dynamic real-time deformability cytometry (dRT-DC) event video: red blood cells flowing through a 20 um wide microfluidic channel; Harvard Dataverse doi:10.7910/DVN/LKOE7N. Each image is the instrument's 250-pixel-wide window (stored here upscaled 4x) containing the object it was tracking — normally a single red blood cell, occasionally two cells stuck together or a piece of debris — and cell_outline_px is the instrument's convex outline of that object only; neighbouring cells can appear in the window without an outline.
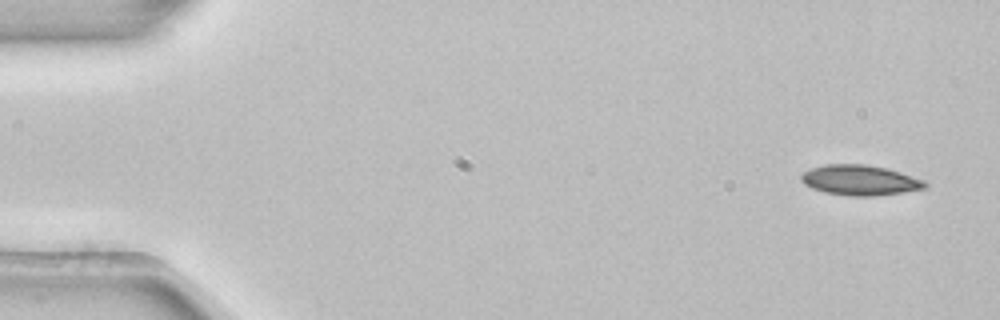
{"species": "common noctule bat (a hibernating species)", "species_latin": "Nyctalus noctula", "temperature_condition": "room temperature", "stored_images_in_passage": 7, "camera_frame_rate_fps": 3000, "um_per_image_px": 0.085, "animal": {"sex": "female", "body_mass_g": 22.7, "forearm_length_mm": 54.2}, "frame": {"image": 1, "passage_image": 1, "time_ms": 0.0, "image_size_px": [1000, 320], "cell_outline_px": [[928, 184], [924, 188], [904, 192], [872, 196], [852, 196], [824, 192], [812, 188], [804, 184], [800, 180], [800, 176], [804, 172], [812, 168], [824, 164], [864, 164], [884, 168], [900, 172], [924, 180]], "centroid_in_image_um": [73.07, 15.31], "position_along_channel_um": 11.9, "area_um2": 21.68}}
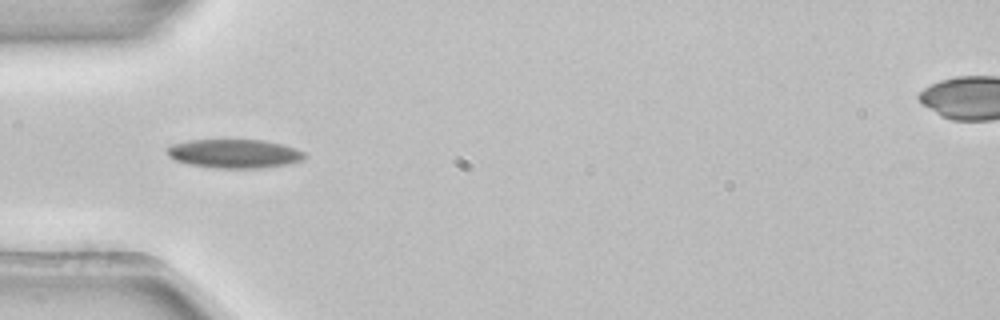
{"frame": {"image": 2, "passage_image": 5, "time_ms": 1.333, "image_size_px": [1000, 320], "cell_outline_px": [[304, 156], [300, 160], [288, 164], [260, 168], [216, 168], [188, 164], [176, 160], [168, 156], [164, 152], [172, 144], [188, 140], [264, 140], [284, 144], [296, 148], [304, 152]], "centroid_in_image_um": [19.89, 13.05], "position_along_channel_um": 65.1, "area_um2": 23.12}}